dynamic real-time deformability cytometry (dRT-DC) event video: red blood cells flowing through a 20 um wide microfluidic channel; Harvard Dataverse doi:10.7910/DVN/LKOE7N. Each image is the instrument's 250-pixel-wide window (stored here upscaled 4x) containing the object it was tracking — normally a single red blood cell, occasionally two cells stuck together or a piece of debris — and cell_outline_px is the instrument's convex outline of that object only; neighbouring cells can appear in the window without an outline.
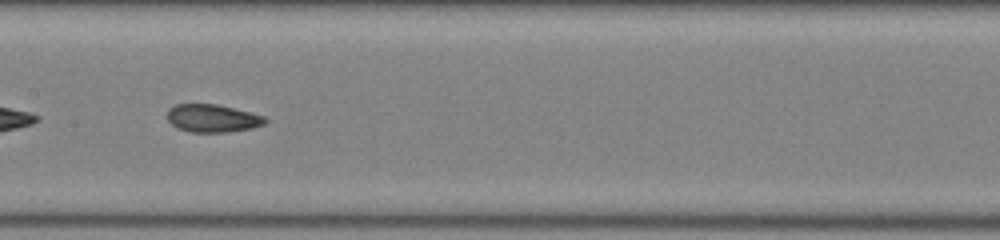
{"species": "common noctule bat (a hibernating species)", "species_latin": "Nyctalus noctula", "temperature_condition": "room temperature", "stored_images_in_passage": 39, "camera_frame_rate_fps": 3000, "um_per_image_px": 0.085, "animal": {"sex": "female", "body_mass_g": 22.0, "forearm_length_mm": 56.7}, "frame": {"image": 1, "passage_image": 17, "time_ms": 5.333, "image_size_px": [1000, 240], "cell_outline_px": [[268, 120], [264, 124], [252, 128], [228, 132], [192, 132], [176, 128], [168, 120], [168, 108], [176, 104], [216, 104], [264, 116]], "centroid_in_image_um": [18.04, 10.06], "position_along_channel_um": 189.4, "area_um2": 15.78}}
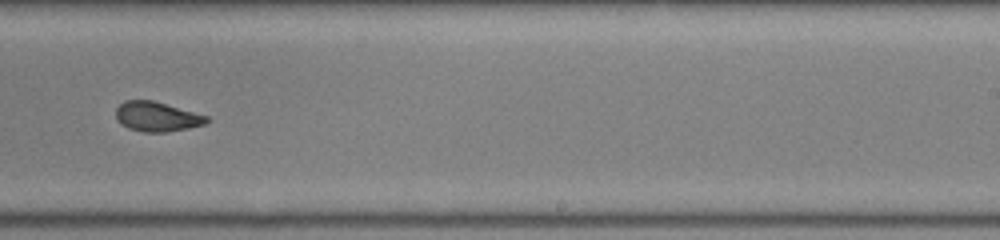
{"frame": {"image": 2, "passage_image": 23, "time_ms": 7.333, "image_size_px": [1000, 240], "cell_outline_px": [[212, 120], [204, 124], [188, 128], [164, 132], [144, 132], [128, 128], [120, 124], [116, 120], [116, 108], [124, 100], [152, 100], [208, 116]], "centroid_in_image_um": [13.32, 9.91], "position_along_channel_um": 275.7, "area_um2": 15.72}}